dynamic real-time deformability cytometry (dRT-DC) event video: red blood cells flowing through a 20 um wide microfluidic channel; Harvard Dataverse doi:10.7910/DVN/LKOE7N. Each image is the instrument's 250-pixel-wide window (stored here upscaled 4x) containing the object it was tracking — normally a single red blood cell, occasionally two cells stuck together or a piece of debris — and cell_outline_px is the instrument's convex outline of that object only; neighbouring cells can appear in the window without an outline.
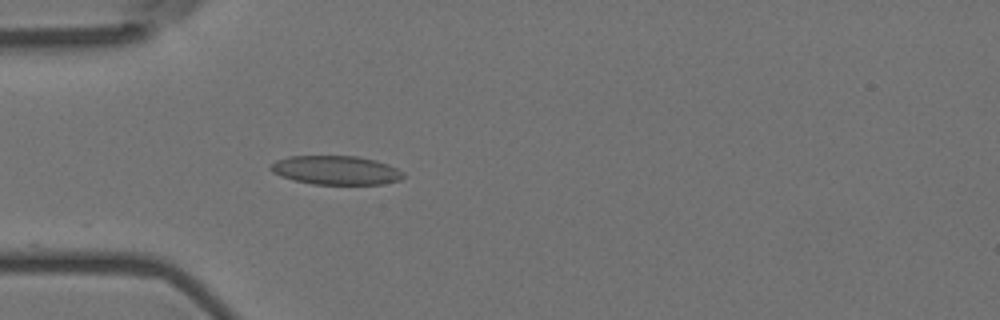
{"species": "Egyptian fruit bat (a non-hibernating species)", "species_latin": "Rousettus aegyptiacus", "temperature_condition": "room temperature", "stored_images_in_passage": 29, "camera_frame_rate_fps": 3000, "um_per_image_px": 0.085, "animal": {"sex": "female"}, "frame": {"image": 1, "passage_image": 15, "time_ms": 4.667, "image_size_px": [1000, 320], "cell_outline_px": [[404, 176], [400, 180], [384, 184], [312, 184], [292, 180], [280, 176], [272, 172], [268, 168], [276, 160], [288, 156], [356, 156], [376, 160], [388, 164], [404, 172]], "centroid_in_image_um": [28.54, 14.47], "position_along_channel_um": 56.5, "area_um2": 22.48}}
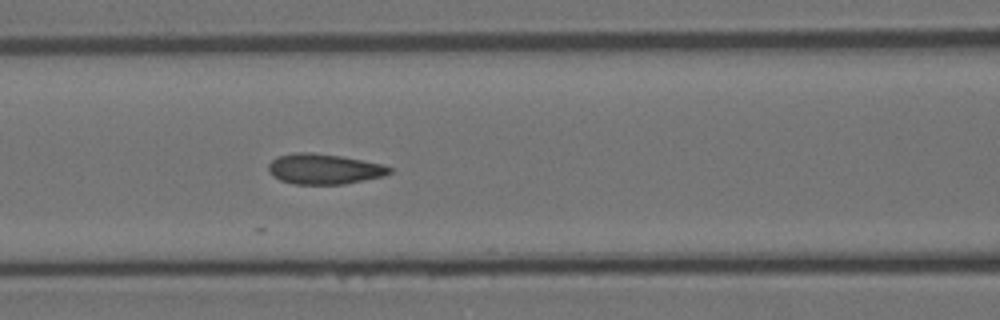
{"frame": {"image": 2, "passage_image": 22, "time_ms": 7.0, "image_size_px": [1000, 320], "cell_outline_px": [[392, 172], [384, 176], [344, 184], [296, 184], [280, 180], [272, 176], [268, 172], [268, 164], [276, 156], [292, 152], [312, 152], [340, 156], [384, 164], [392, 168]], "centroid_in_image_um": [27.52, 14.35], "position_along_channel_um": 139.1, "area_um2": 21.62}}
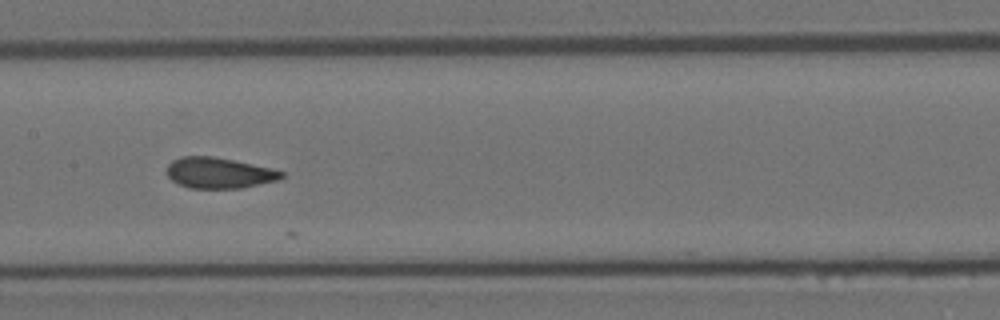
{"frame": {"image": 3, "passage_image": 26, "time_ms": 8.333, "image_size_px": [1000, 320], "cell_outline_px": [[284, 176], [276, 180], [240, 188], [188, 188], [172, 180], [168, 176], [168, 164], [172, 160], [180, 156], [212, 156], [272, 168], [284, 172]], "centroid_in_image_um": [18.59, 14.69], "position_along_channel_um": 188.8, "area_um2": 20.35}}